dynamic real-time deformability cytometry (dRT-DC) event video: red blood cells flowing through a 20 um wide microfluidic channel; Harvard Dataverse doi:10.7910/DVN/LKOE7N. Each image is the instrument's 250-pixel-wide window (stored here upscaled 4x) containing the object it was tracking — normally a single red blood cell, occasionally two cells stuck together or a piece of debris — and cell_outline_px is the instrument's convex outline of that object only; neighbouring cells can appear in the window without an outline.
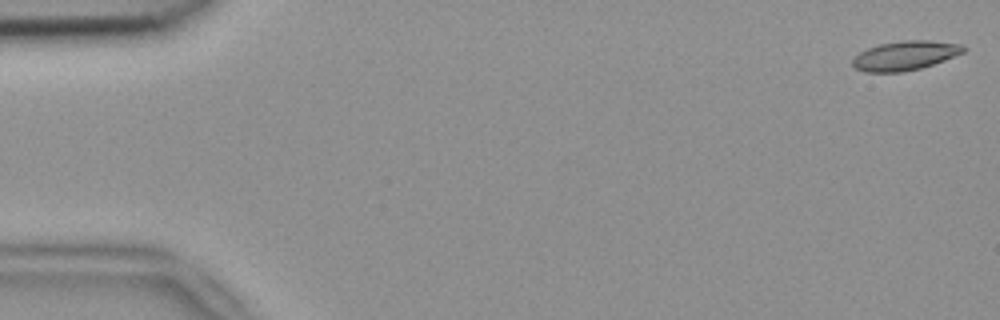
{"species": "common noctule bat (a hibernating species)", "species_latin": "Nyctalus noctula", "temperature_condition": "room temperature", "stored_images_in_passage": 53, "camera_frame_rate_fps": 3000, "um_per_image_px": 0.085, "animal": {"sex": "female", "body_mass_g": 18.4}, "frame": {"image": 1, "passage_image": 1, "time_ms": 0.0, "image_size_px": [1000, 320], "cell_outline_px": [[968, 48], [964, 52], [944, 60], [920, 68], [900, 72], [864, 72], [856, 68], [852, 64], [852, 60], [860, 52], [868, 48], [880, 44], [904, 40], [928, 40], [964, 44]], "centroid_in_image_um": [76.96, 4.71], "position_along_channel_um": 8.0, "area_um2": 18.84}}
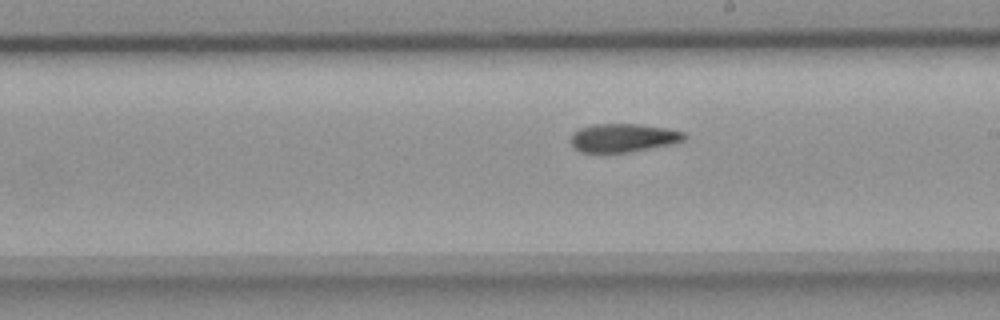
{"frame": {"image": 2, "passage_image": 30, "time_ms": 9.667, "image_size_px": [1000, 320], "cell_outline_px": [[688, 136], [684, 140], [672, 144], [628, 152], [580, 152], [572, 148], [568, 140], [572, 132], [580, 128], [592, 124], [640, 124], [668, 128], [684, 132]], "centroid_in_image_um": [52.93, 11.71], "position_along_channel_um": 236.1, "area_um2": 19.13}}
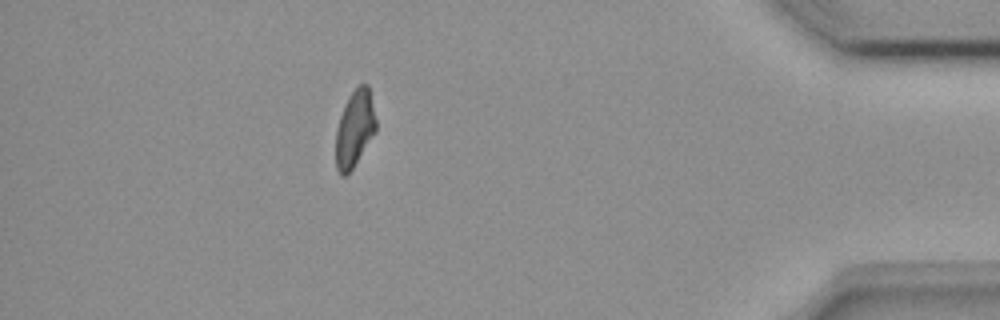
{"frame": {"image": 3, "passage_image": 47, "time_ms": 15.333, "image_size_px": [1000, 320], "cell_outline_px": [[376, 132], [352, 168], [344, 176], [340, 176], [336, 168], [336, 132], [340, 116], [348, 96], [356, 84], [368, 84], [376, 120]], "centroid_in_image_um": [30.15, 10.9], "position_along_channel_um": 405.1, "area_um2": 17.92}, "authors_computed_cell_mechanics": {"area_um2": 19.1896, "velocity_mm_per_s": 3.8073, "shape_relaxation_time_tau1_ms": null, "shape_relaxation_time_tau2_ms": 4.4206, "deformation_change_tau1": null, "deformation_change_tau2": 0.1214}}